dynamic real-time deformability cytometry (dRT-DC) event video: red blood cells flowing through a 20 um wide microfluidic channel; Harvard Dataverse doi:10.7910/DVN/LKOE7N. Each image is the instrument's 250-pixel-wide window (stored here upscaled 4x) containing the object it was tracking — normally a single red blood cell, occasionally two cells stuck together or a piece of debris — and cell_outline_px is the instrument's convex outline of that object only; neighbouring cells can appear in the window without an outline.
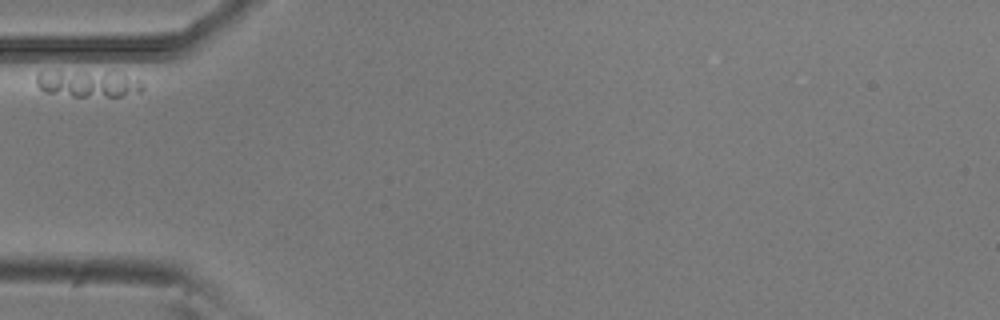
{"species": "common noctule bat (a hibernating species)", "species_latin": "Nyctalus noctula", "temperature_condition": "room temperature", "stored_images_in_passage": 10, "camera_frame_rate_fps": 3000, "um_per_image_px": 0.085, "animal": {"sex": "male", "body_mass_g": 20.5, "forearm_length_mm": 52.5}, "frame": {"image": 1, "passage_image": 1, "time_ms": 0.0, "image_size_px": [1000, 320], "cell_outline_px": [[144, 88], [140, 92], [120, 96], [72, 96], [44, 92], [36, 84], [36, 76], [40, 72], [60, 72], [124, 76], [144, 80]], "centroid_in_image_um": [7.48, 7.17], "position_along_channel_um": 77.5, "area_um2": 15.55}}
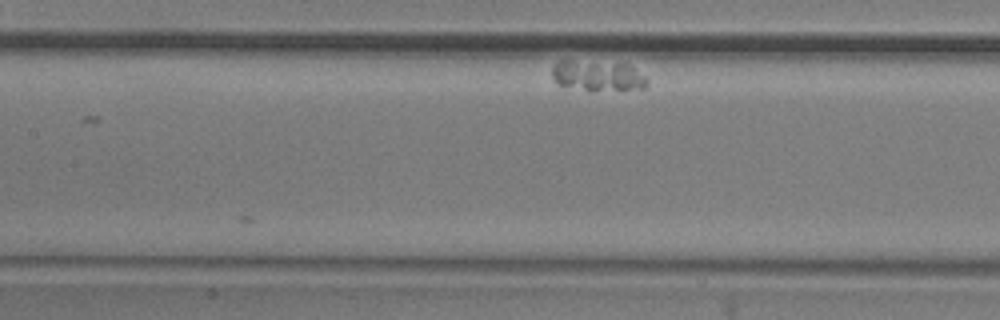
{"frame": {"image": 2, "passage_image": 10, "time_ms": 3.0, "image_size_px": [1000, 320], "cell_outline_px": [[648, 84], [644, 88], [592, 92], [588, 92], [556, 84], [552, 76], [552, 64], [560, 60], [568, 60], [628, 64], [644, 76], [648, 80]], "centroid_in_image_um": [50.75, 6.47], "position_along_channel_um": 156.6, "area_um2": 17.34}}